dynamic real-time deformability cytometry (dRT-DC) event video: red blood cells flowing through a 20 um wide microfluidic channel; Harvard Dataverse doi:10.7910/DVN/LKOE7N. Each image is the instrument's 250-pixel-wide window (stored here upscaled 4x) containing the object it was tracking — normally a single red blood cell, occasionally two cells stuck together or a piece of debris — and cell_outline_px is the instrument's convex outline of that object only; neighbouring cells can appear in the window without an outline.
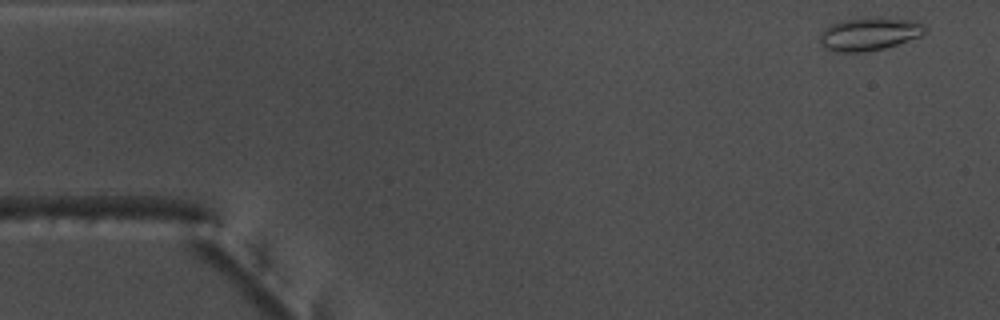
{"species": "common noctule bat (a hibernating species)", "species_latin": "Nyctalus noctula", "temperature_condition": "warm", "stored_images_in_passage": 51, "camera_frame_rate_fps": 3000, "um_per_image_px": 0.085, "animal": {"sex": "male", "body_mass_g": 17.5, "forearm_length_mm": 52.3}, "frame": {"image": 1, "passage_image": 1, "time_ms": 0.0, "image_size_px": [1000, 320], "cell_outline_px": [[928, 28], [920, 36], [884, 48], [860, 52], [836, 52], [824, 48], [820, 44], [820, 36], [824, 28], [832, 24], [844, 20], [908, 20], [924, 24]], "centroid_in_image_um": [73.84, 2.94], "position_along_channel_um": 11.2, "area_um2": 19.25}}
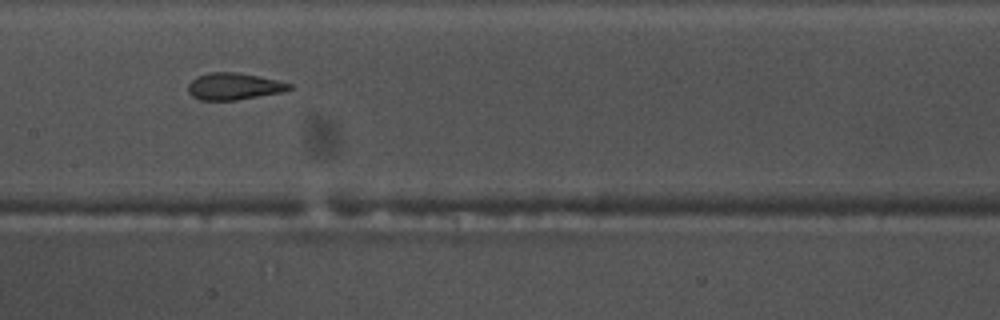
{"frame": {"image": 2, "passage_image": 24, "time_ms": 7.667, "image_size_px": [1000, 320], "cell_outline_px": [[292, 88], [280, 92], [236, 100], [200, 100], [192, 96], [188, 92], [188, 84], [196, 76], [208, 72], [236, 72], [276, 80], [292, 84]], "centroid_in_image_um": [19.82, 7.33], "position_along_channel_um": 187.6, "area_um2": 15.66}}
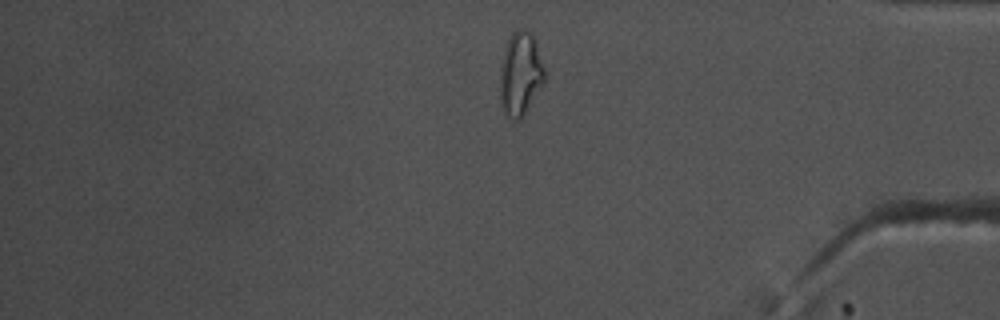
{"frame": {"image": 3, "passage_image": 42, "time_ms": 13.667, "image_size_px": [1000, 320], "cell_outline_px": [[544, 84], [524, 112], [516, 120], [508, 116], [504, 112], [500, 96], [500, 68], [504, 48], [512, 32], [516, 28], [524, 28], [532, 32], [536, 40], [544, 68]], "centroid_in_image_um": [44.23, 6.18], "position_along_channel_um": 391.0, "area_um2": 21.62}, "authors_computed_cell_mechanics": {"area_um2": 17.5134, "velocity_mm_per_s": 3.8377, "shape_relaxation_time_tau1_ms": null, "shape_relaxation_time_tau2_ms": 1.4964, "deformation_change_tau1": null, "deformation_change_tau2": 0.0732}}